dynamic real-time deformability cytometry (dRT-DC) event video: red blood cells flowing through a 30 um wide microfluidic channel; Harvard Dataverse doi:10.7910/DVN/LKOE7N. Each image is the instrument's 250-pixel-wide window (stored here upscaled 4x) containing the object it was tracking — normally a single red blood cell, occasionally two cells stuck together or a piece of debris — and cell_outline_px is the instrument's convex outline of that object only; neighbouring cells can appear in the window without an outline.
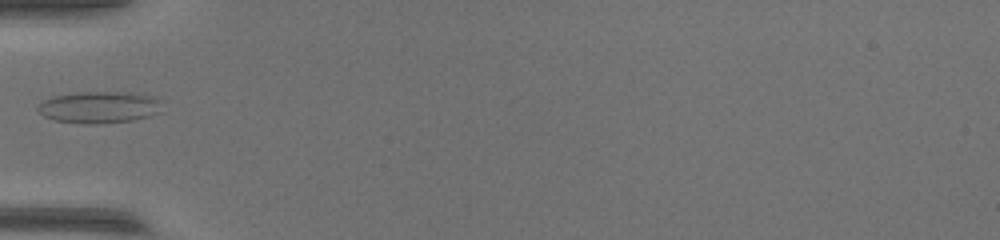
{"species": "common noctule bat (a hibernating species)", "species_latin": "Nyctalus noctula", "temperature_condition": "warm", "stored_images_in_passage": 35, "camera_frame_rate_fps": 3000, "um_per_image_px": 0.085, "animal": {"sex": "female", "body_mass_g": 17.0, "forearm_length_mm": 48.0}, "frame": {"image": 1, "passage_image": 1, "time_ms": 0.0, "image_size_px": [1000, 240], "cell_outline_px": [[160, 112], [148, 116], [132, 120], [96, 124], [84, 124], [56, 120], [44, 116], [36, 108], [44, 100], [52, 96], [76, 92], [136, 92], [156, 96]], "centroid_in_image_um": [8.42, 9.1], "position_along_channel_um": 76.6, "area_um2": 22.95}}
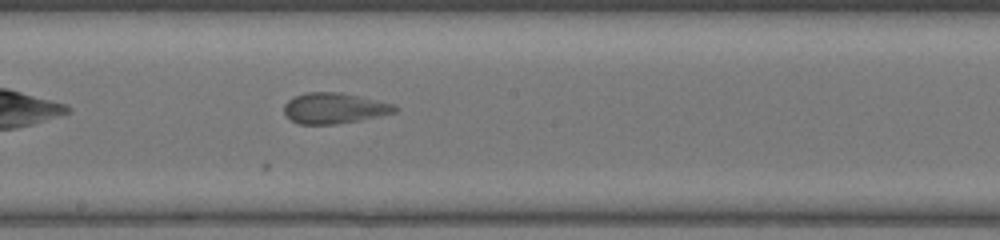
{"frame": {"image": 2, "passage_image": 12, "time_ms": 3.667, "image_size_px": [1000, 240], "cell_outline_px": [[400, 108], [396, 112], [360, 120], [336, 124], [300, 124], [292, 120], [284, 112], [284, 104], [288, 100], [304, 92], [340, 92], [396, 104]], "centroid_in_image_um": [28.44, 9.19], "position_along_channel_um": 219.8, "area_um2": 19.83}}
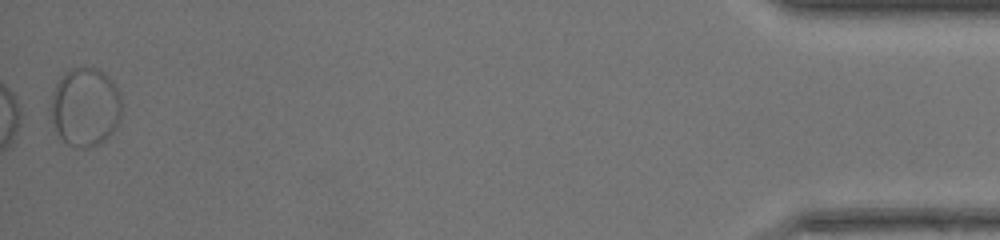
{"frame": {"image": 3, "passage_image": 35, "time_ms": 11.333, "image_size_px": [1000, 240], "cell_outline_px": [[120, 120], [112, 132], [100, 144], [88, 148], [84, 148], [68, 144], [60, 140], [52, 120], [48, 108], [56, 84], [60, 76], [64, 72], [72, 68], [96, 68], [104, 72], [112, 80], [120, 92]], "centroid_in_image_um": [7.22, 9.1], "position_along_channel_um": 428.0, "area_um2": 32.83}}